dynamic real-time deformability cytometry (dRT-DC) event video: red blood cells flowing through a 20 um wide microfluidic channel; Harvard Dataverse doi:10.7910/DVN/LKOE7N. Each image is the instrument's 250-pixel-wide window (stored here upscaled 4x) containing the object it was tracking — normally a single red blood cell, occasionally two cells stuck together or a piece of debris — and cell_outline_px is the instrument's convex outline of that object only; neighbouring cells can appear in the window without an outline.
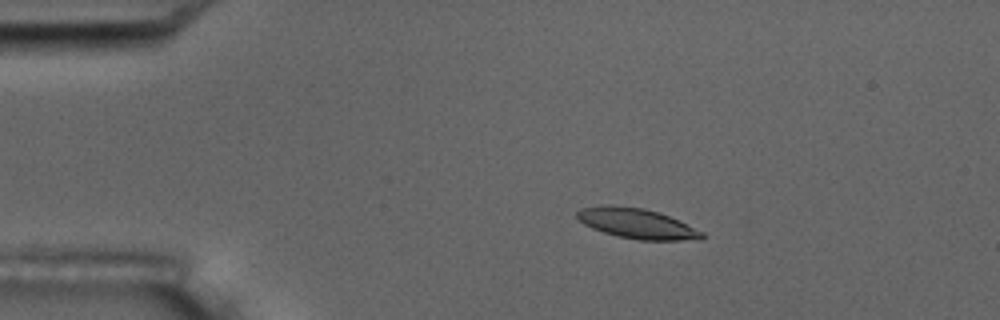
{"species": "common noctule bat (a hibernating species)", "species_latin": "Nyctalus noctula", "temperature_condition": "room temperature", "stored_images_in_passage": 6, "camera_frame_rate_fps": 3000, "um_per_image_px": 0.085, "animal": {"sex": "male", "body_mass_g": 17.5, "forearm_length_mm": 52.3}, "frame": {"image": 1, "passage_image": 3, "time_ms": 2.333, "image_size_px": [1000, 320], "cell_outline_px": [[704, 236], [700, 240], [640, 240], [616, 236], [592, 228], [584, 224], [576, 216], [576, 212], [580, 208], [608, 204], [612, 204], [644, 208], [660, 212], [704, 232]], "centroid_in_image_um": [54.12, 18.99], "position_along_channel_um": 30.9, "area_um2": 22.08}}
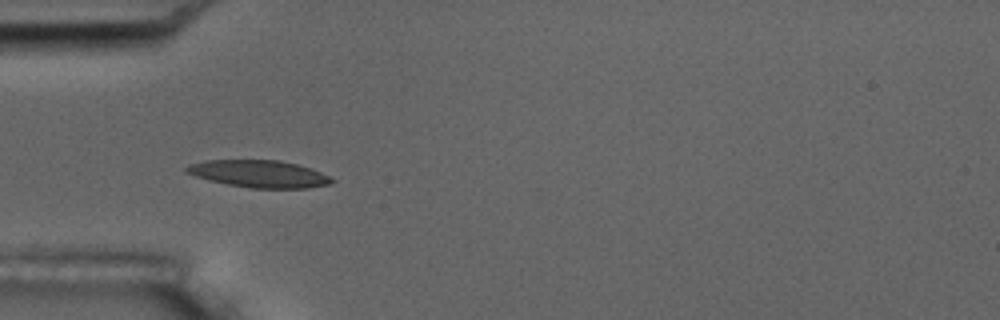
{"frame": {"image": 2, "passage_image": 5, "time_ms": 4.667, "image_size_px": [1000, 320], "cell_outline_px": [[336, 180], [328, 184], [308, 188], [252, 188], [228, 184], [208, 180], [184, 172], [184, 168], [188, 164], [204, 160], [280, 160], [296, 164], [320, 172]], "centroid_in_image_um": [21.97, 14.77], "position_along_channel_um": 63.0, "area_um2": 22.95}}